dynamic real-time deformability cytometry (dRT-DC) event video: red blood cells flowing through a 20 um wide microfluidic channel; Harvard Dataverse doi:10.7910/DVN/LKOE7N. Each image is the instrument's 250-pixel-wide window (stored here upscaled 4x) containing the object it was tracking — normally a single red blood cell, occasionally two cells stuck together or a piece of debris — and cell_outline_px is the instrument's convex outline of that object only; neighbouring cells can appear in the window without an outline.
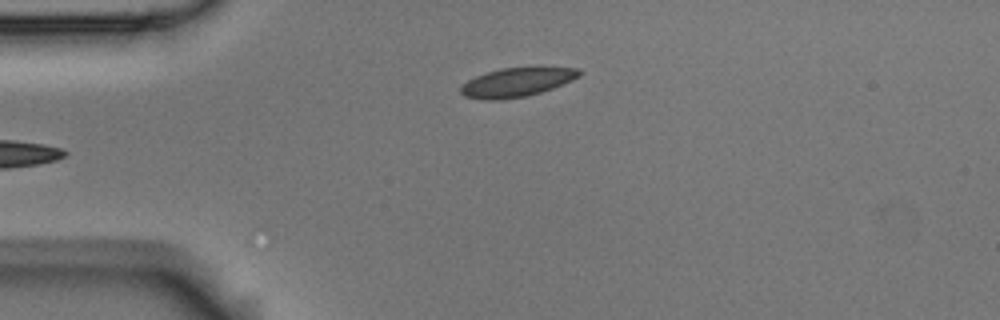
{"species": "Egyptian fruit bat (a non-hibernating species)", "species_latin": "Rousettus aegyptiacus", "temperature_condition": "room temperature", "stored_images_in_passage": 7, "camera_frame_rate_fps": 3000, "um_per_image_px": 0.085, "animal": {"sex": "male"}, "frame": {"image": 1, "passage_image": 1, "time_ms": 0.0, "image_size_px": [1000, 320], "cell_outline_px": [[580, 76], [572, 80], [552, 88], [540, 92], [524, 96], [500, 100], [488, 100], [464, 96], [460, 92], [460, 88], [468, 80], [476, 76], [500, 68], [536, 64], [580, 68]], "centroid_in_image_um": [44.0, 6.92], "position_along_channel_um": 41.0, "area_um2": 20.69}}
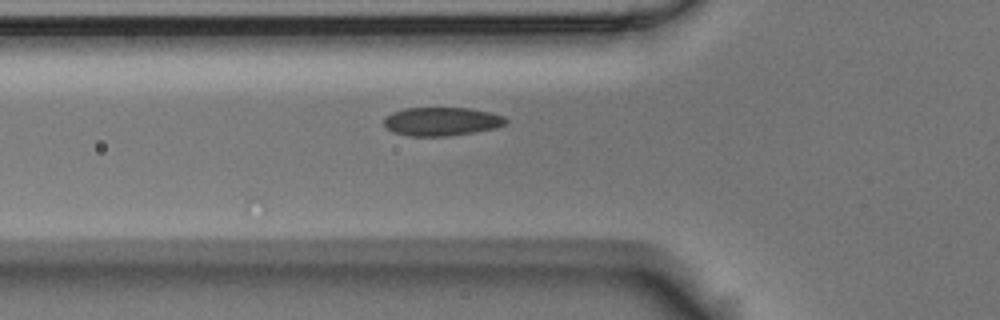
{"frame": {"image": 2, "passage_image": 7, "time_ms": 2.0, "image_size_px": [1000, 320], "cell_outline_px": [[508, 124], [492, 128], [472, 132], [448, 136], [408, 136], [392, 132], [384, 124], [384, 120], [392, 112], [404, 108], [468, 108], [488, 112], [504, 116], [508, 120]], "centroid_in_image_um": [37.53, 10.32], "position_along_channel_um": 88.3, "area_um2": 20.11}}